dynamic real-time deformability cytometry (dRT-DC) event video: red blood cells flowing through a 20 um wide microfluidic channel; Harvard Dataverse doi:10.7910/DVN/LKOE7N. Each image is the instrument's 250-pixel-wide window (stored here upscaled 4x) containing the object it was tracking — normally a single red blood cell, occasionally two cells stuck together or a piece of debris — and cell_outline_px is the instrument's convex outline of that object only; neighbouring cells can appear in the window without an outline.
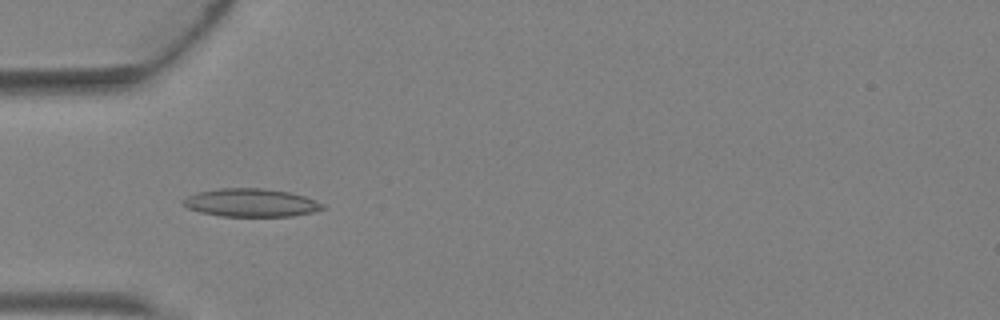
{"species": "Egyptian fruit bat (a non-hibernating species)", "species_latin": "Rousettus aegyptiacus", "temperature_condition": "warm", "stored_images_in_passage": 3, "camera_frame_rate_fps": 3000, "um_per_image_px": 0.085, "animal": {"sex": "female"}, "frame": {"image": 1, "passage_image": 3, "time_ms": 0.667, "image_size_px": [1000, 320], "cell_outline_px": [[328, 208], [312, 212], [292, 216], [220, 216], [200, 212], [188, 208], [180, 204], [188, 196], [196, 192], [220, 188], [264, 188], [288, 192], [304, 196], [324, 204]], "centroid_in_image_um": [21.33, 17.23], "position_along_channel_um": 63.7, "area_um2": 22.89}}